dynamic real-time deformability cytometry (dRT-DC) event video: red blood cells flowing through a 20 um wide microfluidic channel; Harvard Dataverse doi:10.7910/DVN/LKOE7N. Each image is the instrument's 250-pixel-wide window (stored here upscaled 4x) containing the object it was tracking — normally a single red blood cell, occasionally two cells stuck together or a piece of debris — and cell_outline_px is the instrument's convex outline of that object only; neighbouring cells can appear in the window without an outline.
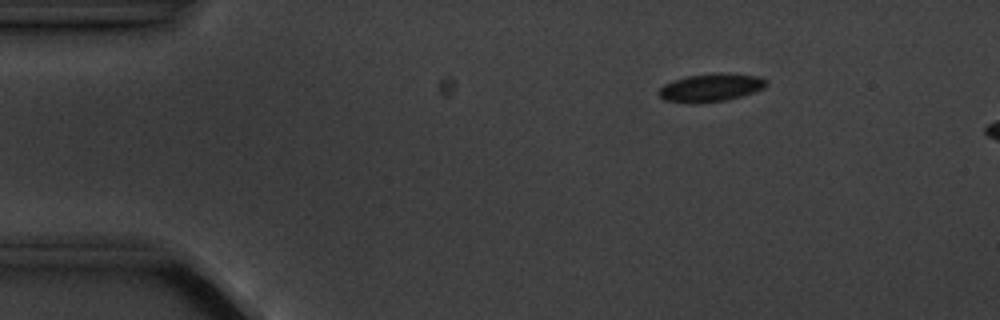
{"species": "common noctule bat (a hibernating species)", "species_latin": "Nyctalus noctula", "temperature_condition": "cold", "stored_images_in_passage": 4, "camera_frame_rate_fps": 3000, "um_per_image_px": 0.085, "animal": {"sex": "male", "body_mass_g": 20.1, "forearm_length_mm": 53.5}, "frame": {"image": 1, "passage_image": 2, "time_ms": 1.333, "image_size_px": [1000, 320], "cell_outline_px": [[768, 84], [764, 88], [740, 96], [724, 100], [696, 104], [688, 104], [664, 100], [656, 92], [664, 84], [688, 76], [720, 72], [760, 76], [768, 80]], "centroid_in_image_um": [60.41, 7.45], "position_along_channel_um": 24.6, "area_um2": 17.69}}